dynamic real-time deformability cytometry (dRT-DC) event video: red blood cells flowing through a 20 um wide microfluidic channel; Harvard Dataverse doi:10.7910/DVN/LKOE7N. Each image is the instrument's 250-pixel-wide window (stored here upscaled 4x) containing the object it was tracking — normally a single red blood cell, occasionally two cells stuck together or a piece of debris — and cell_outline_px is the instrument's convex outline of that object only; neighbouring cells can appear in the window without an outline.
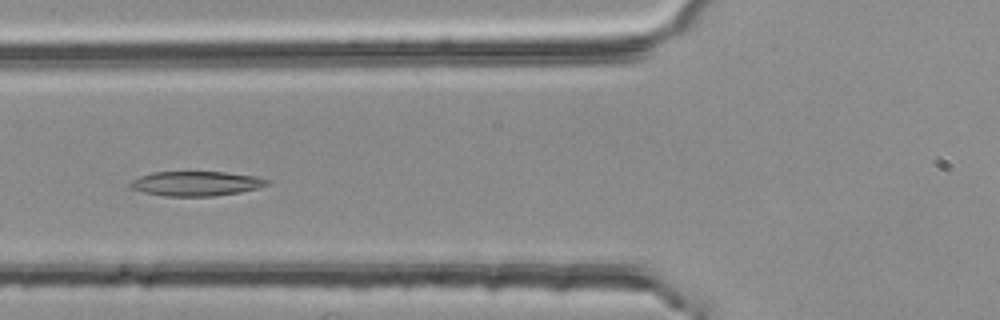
{"species": "common noctule bat (a hibernating species)", "species_latin": "Nyctalus noctula", "temperature_condition": "room temperature", "stored_images_in_passage": 45, "camera_frame_rate_fps": 3000, "um_per_image_px": 0.085, "animal": {"sex": "female", "body_mass_g": 25.1}, "frame": {"image": 1, "passage_image": 19, "time_ms": 6.0, "image_size_px": [1000, 320], "cell_outline_px": [[272, 180], [268, 184], [256, 188], [240, 192], [212, 196], [164, 196], [144, 192], [128, 188], [128, 184], [132, 180], [140, 176], [152, 172], [224, 172], [256, 176]], "centroid_in_image_um": [16.64, 15.6], "position_along_channel_um": 109.2, "area_um2": 19.65}}
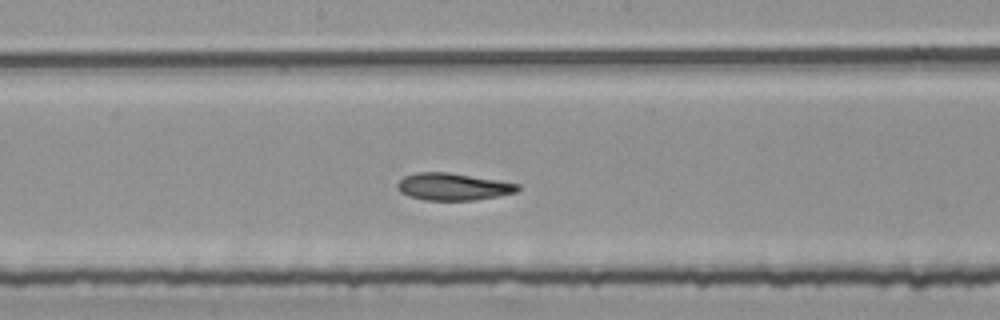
{"frame": {"image": 2, "passage_image": 27, "time_ms": 8.667, "image_size_px": [1000, 320], "cell_outline_px": [[520, 188], [516, 192], [496, 196], [472, 200], [424, 200], [408, 196], [400, 192], [396, 188], [396, 184], [404, 176], [416, 172], [448, 172], [520, 184]], "centroid_in_image_um": [38.45, 15.86], "position_along_channel_um": 209.7, "area_um2": 18.96}}
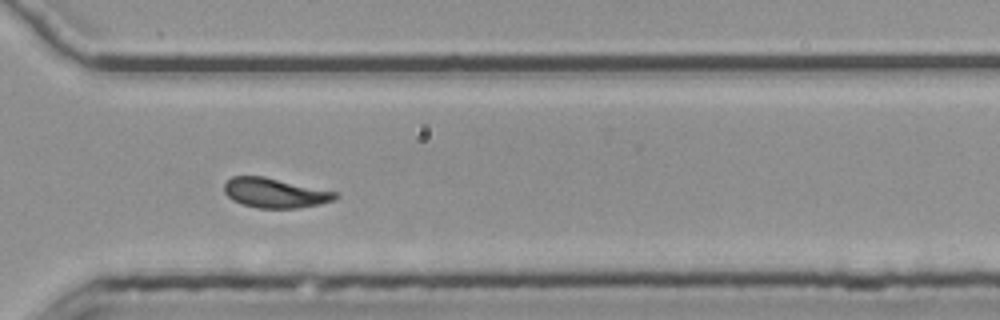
{"frame": {"image": 3, "passage_image": 38, "time_ms": 12.333, "image_size_px": [1000, 320], "cell_outline_px": [[340, 196], [336, 200], [320, 204], [296, 208], [260, 208], [240, 204], [232, 200], [224, 192], [224, 184], [232, 176], [264, 176], [336, 192]], "centroid_in_image_um": [23.37, 16.4], "position_along_channel_um": 347.2, "area_um2": 19.25}, "authors_computed_cell_mechanics": {"area_um2": 19.652, "velocity_mm_per_s": 3.7626, "shape_relaxation_time_tau1_ms": null, "shape_relaxation_time_tau2_ms": 3.9188, "deformation_change_tau1": null, "deformation_change_tau2": 0.1103}}